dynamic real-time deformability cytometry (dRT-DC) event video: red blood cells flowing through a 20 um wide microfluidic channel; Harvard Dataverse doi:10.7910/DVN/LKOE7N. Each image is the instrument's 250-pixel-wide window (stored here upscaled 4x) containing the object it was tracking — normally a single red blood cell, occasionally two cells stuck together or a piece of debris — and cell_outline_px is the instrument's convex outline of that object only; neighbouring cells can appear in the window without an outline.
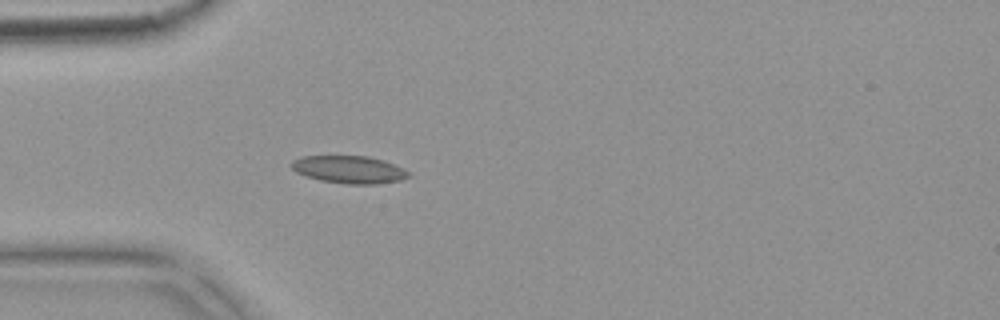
{"species": "common noctule bat (a hibernating species)", "species_latin": "Nyctalus noctula", "temperature_condition": "warm", "stored_images_in_passage": 4, "camera_frame_rate_fps": 3000, "um_per_image_px": 0.085, "animal": {"sex": "female", "body_mass_g": 18.4}, "frame": {"image": 1, "passage_image": 4, "time_ms": 1.0, "image_size_px": [1000, 320], "cell_outline_px": [[412, 172], [408, 176], [400, 180], [376, 184], [348, 184], [320, 180], [296, 172], [288, 164], [292, 160], [304, 156], [368, 156], [384, 160], [404, 168]], "centroid_in_image_um": [29.69, 14.4], "position_along_channel_um": 55.3, "area_um2": 18.84}}